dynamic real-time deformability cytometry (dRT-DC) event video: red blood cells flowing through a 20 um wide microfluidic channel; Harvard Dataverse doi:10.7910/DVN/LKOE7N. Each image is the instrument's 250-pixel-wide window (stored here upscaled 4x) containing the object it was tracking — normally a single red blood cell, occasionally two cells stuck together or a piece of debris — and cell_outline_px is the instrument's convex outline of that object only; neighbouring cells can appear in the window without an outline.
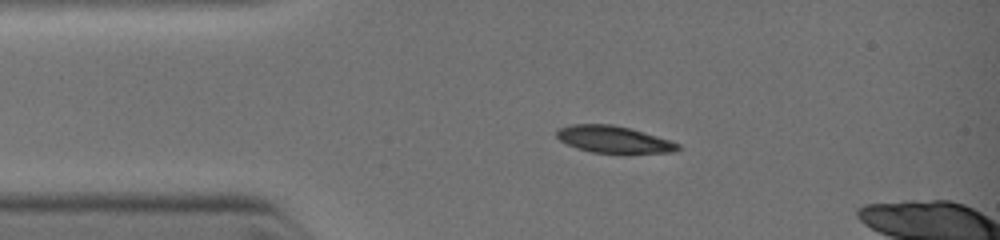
{"species": "common noctule bat (a hibernating species)", "species_latin": "Nyctalus noctula", "temperature_condition": "warm", "stored_images_in_passage": 7, "camera_frame_rate_fps": 3000, "um_per_image_px": 0.085, "animal": {"sex": "female", "body_mass_g": 19.0, "forearm_length_mm": 51.5}, "frame": {"image": 1, "passage_image": 4, "time_ms": 1.333, "image_size_px": [1000, 240], "cell_outline_px": [[680, 148], [672, 152], [592, 152], [568, 144], [560, 140], [556, 136], [556, 132], [560, 128], [572, 124], [612, 124], [644, 132], [680, 144]], "centroid_in_image_um": [52.13, 11.83], "position_along_channel_um": 32.9, "area_um2": 18.38}}